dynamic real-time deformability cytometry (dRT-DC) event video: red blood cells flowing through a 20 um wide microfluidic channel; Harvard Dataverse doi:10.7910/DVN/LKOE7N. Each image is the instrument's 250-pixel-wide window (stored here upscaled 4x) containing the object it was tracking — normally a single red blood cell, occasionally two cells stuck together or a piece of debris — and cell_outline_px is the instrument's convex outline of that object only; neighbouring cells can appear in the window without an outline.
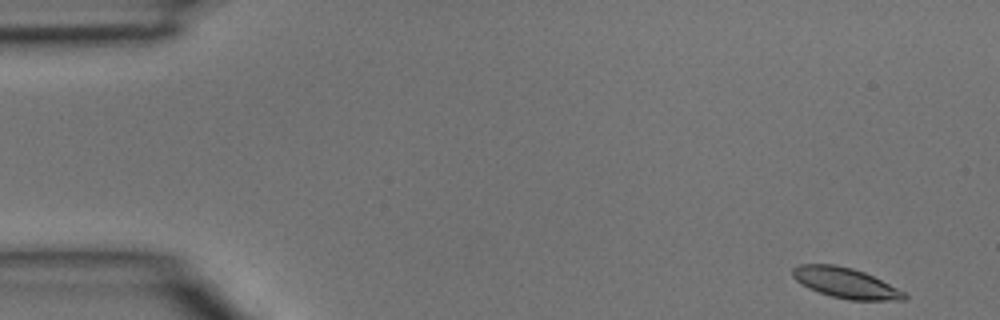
{"species": "common noctule bat (a hibernating species)", "species_latin": "Nyctalus noctula", "temperature_condition": "room temperature", "stored_images_in_passage": 5, "camera_frame_rate_fps": 3000, "um_per_image_px": 0.085, "animal": {"sex": "male", "body_mass_g": 15.6}, "frame": {"image": 1, "passage_image": 1, "time_ms": 0.0, "image_size_px": [1000, 320], "cell_outline_px": [[908, 296], [904, 300], [848, 300], [832, 296], [808, 288], [800, 284], [792, 276], [792, 268], [800, 264], [836, 264], [852, 268], [864, 272], [904, 292]], "centroid_in_image_um": [71.83, 24.04], "position_along_channel_um": 13.2, "area_um2": 19.59}}
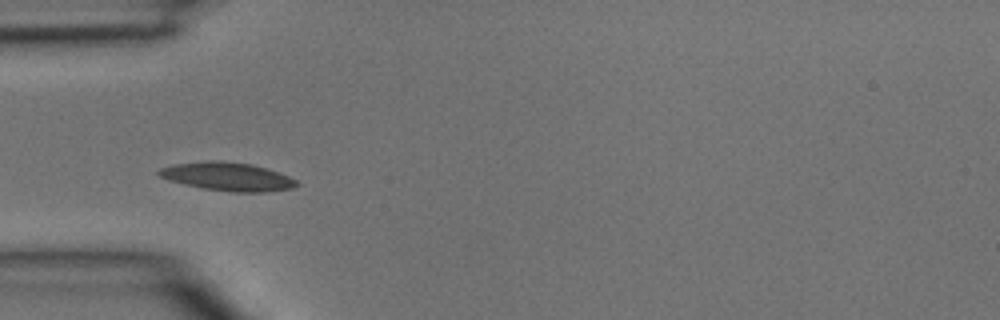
{"frame": {"image": 2, "passage_image": 4, "time_ms": 1.0, "image_size_px": [1000, 320], "cell_outline_px": [[300, 184], [292, 188], [264, 192], [232, 192], [200, 188], [168, 180], [160, 176], [156, 172], [160, 168], [176, 164], [208, 160], [220, 160], [252, 164], [288, 176], [296, 180]], "centroid_in_image_um": [19.31, 15.01], "position_along_channel_um": 65.7, "area_um2": 22.72}}